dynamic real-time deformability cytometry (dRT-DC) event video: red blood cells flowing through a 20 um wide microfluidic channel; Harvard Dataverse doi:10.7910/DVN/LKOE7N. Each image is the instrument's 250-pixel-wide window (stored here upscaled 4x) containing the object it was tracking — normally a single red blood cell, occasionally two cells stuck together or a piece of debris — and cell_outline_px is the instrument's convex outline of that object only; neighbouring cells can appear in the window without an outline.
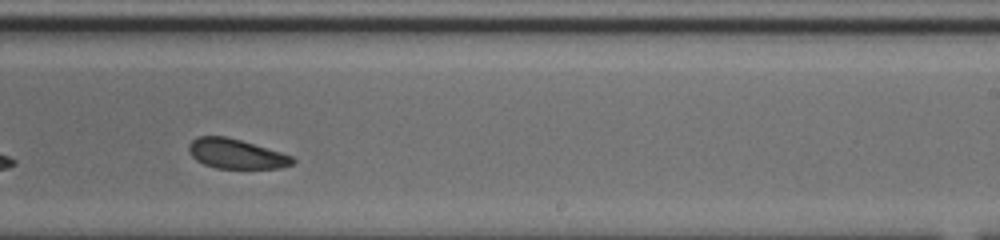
{"species": "common noctule bat (a hibernating species)", "species_latin": "Nyctalus noctula", "temperature_condition": "cold", "stored_images_in_passage": 27, "camera_frame_rate_fps": 3000, "um_per_image_px": 0.085, "animal": {"sex": "male", "body_mass_g": 20.0, "forearm_length_mm": 53.3}, "frame": {"image": 1, "passage_image": 20, "time_ms": 6.333, "image_size_px": [1000, 240], "cell_outline_px": [[296, 160], [292, 164], [280, 168], [216, 168], [204, 164], [196, 160], [192, 156], [188, 148], [188, 144], [196, 136], [224, 136], [240, 140], [280, 152], [292, 156]], "centroid_in_image_um": [20.04, 13.07], "position_along_channel_um": 269.0, "area_um2": 17.8}}
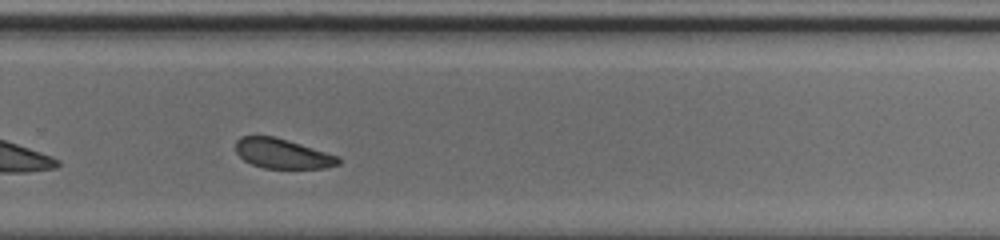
{"frame": {"image": 2, "passage_image": 23, "time_ms": 7.333, "image_size_px": [1000, 240], "cell_outline_px": [[340, 164], [324, 168], [264, 168], [252, 164], [244, 160], [236, 152], [236, 140], [240, 136], [272, 136], [288, 140], [336, 156], [340, 160]], "centroid_in_image_um": [23.96, 13.06], "position_along_channel_um": 305.8, "area_um2": 17.51}}